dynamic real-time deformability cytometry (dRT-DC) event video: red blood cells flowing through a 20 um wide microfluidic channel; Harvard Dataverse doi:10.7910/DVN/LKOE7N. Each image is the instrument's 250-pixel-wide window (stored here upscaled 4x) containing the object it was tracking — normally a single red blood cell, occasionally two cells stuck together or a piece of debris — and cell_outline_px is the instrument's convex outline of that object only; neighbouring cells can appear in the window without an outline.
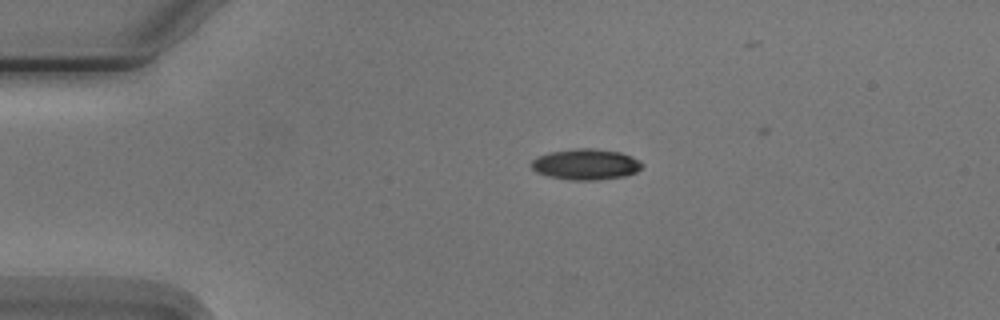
{"species": "Egyptian fruit bat (a non-hibernating species)", "species_latin": "Rousettus aegyptiacus", "temperature_condition": "cold", "stored_images_in_passage": 2, "camera_frame_rate_fps": 3000, "um_per_image_px": 0.085, "animal": {"sex": "male"}, "frame": {"image": 1, "passage_image": 2, "time_ms": 1.333, "image_size_px": [1000, 320], "cell_outline_px": [[644, 164], [636, 172], [624, 176], [596, 180], [572, 180], [548, 176], [536, 172], [528, 164], [536, 156], [548, 152], [576, 148], [596, 148], [620, 152], [632, 156], [640, 160]], "centroid_in_image_um": [49.77, 13.95], "position_along_channel_um": 35.2, "area_um2": 20.17}}